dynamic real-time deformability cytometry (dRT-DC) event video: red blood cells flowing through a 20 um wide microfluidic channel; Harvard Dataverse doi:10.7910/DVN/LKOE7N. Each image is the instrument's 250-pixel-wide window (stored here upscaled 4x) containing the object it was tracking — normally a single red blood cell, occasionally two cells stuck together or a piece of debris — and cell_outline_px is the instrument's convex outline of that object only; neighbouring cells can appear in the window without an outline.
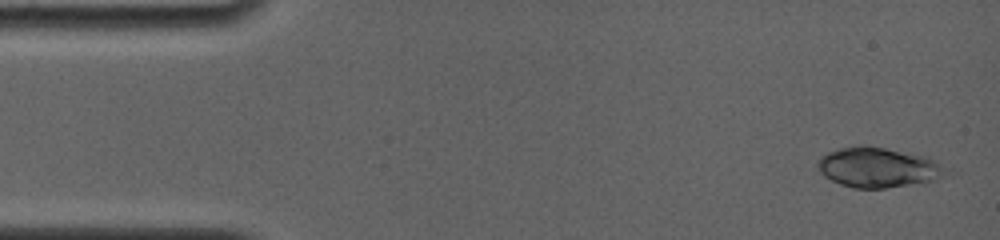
{"species": "common noctule bat (a hibernating species)", "species_latin": "Nyctalus noctula", "temperature_condition": "room temperature", "stored_images_in_passage": 6, "camera_frame_rate_fps": 4000, "um_per_image_px": 0.085, "animal": {"sex": "female", "body_mass_g": 19.0, "forearm_length_mm": 56.7}, "frame": {"image": 1, "passage_image": 1, "time_ms": 0.0, "image_size_px": [1000, 240], "cell_outline_px": [[952, 168], [948, 172], [924, 184], [884, 188], [852, 188], [840, 184], [824, 176], [820, 172], [816, 164], [820, 156], [828, 152], [840, 148], [864, 144], [928, 156]], "centroid_in_image_um": [74.69, 14.23], "position_along_channel_um": 10.3, "area_um2": 30.52}}